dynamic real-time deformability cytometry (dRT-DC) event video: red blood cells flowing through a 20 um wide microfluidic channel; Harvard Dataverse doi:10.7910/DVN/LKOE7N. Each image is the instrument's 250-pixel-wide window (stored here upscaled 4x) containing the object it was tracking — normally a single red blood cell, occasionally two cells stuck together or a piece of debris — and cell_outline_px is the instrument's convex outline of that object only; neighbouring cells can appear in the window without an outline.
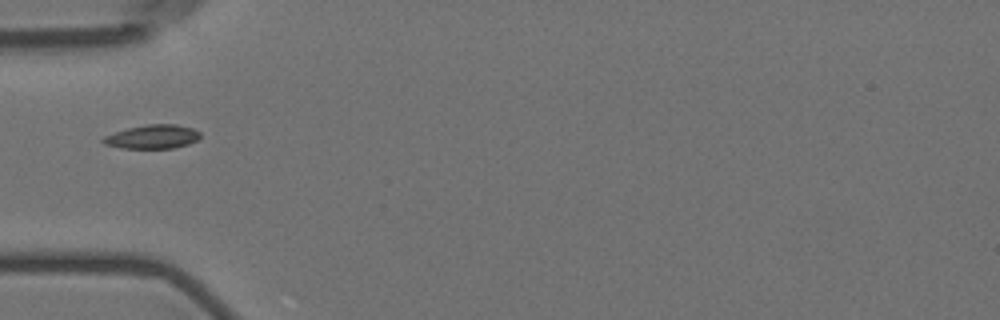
{"species": "Egyptian fruit bat (a non-hibernating species)", "species_latin": "Rousettus aegyptiacus", "temperature_condition": "room temperature", "stored_images_in_passage": 8, "segment_of_instrument_passage": [2, 2], "camera_frame_rate_fps": 3000, "um_per_image_px": 0.085, "animal": {"sex": "female"}, "frame": {"image": 1, "passage_image": 6, "time_ms": 6.0, "image_size_px": [1000, 320], "cell_outline_px": [[200, 136], [196, 140], [188, 144], [172, 148], [120, 148], [104, 144], [100, 140], [104, 136], [128, 128], [148, 124], [176, 124], [192, 128], [200, 132]], "centroid_in_image_um": [12.95, 11.62], "position_along_channel_um": 72.1, "area_um2": 13.41}}
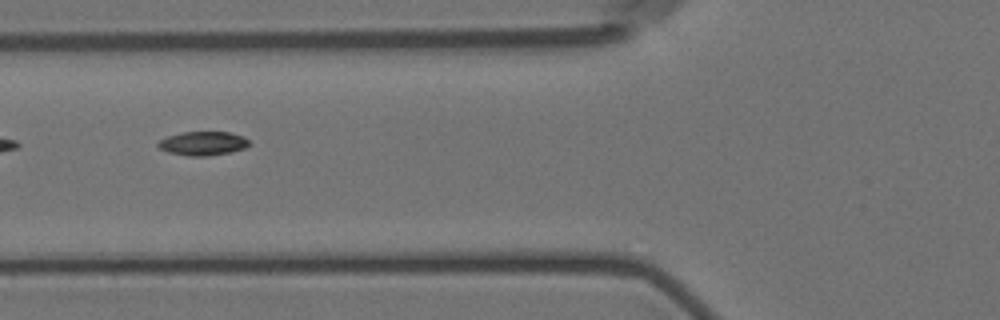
{"frame": {"image": 2, "passage_image": 7, "time_ms": 7.0, "image_size_px": [1000, 320], "cell_outline_px": [[252, 144], [244, 148], [228, 152], [208, 156], [188, 156], [168, 152], [160, 148], [156, 144], [160, 140], [168, 136], [184, 132], [228, 132], [244, 136]], "centroid_in_image_um": [17.26, 12.19], "position_along_channel_um": 108.5, "area_um2": 12.6}}
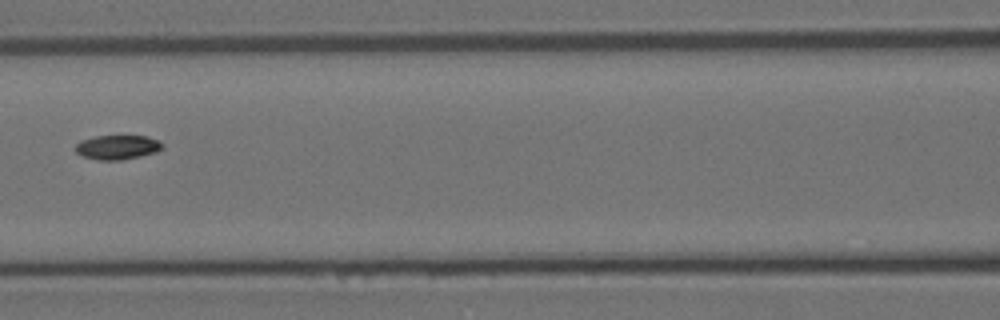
{"frame": {"image": 3, "passage_image": 8, "time_ms": 8.333, "image_size_px": [1000, 320], "cell_outline_px": [[164, 148], [156, 152], [140, 156], [120, 160], [96, 160], [80, 156], [76, 152], [76, 144], [80, 140], [96, 136], [148, 136], [160, 140], [164, 144]], "centroid_in_image_um": [10.0, 12.51], "position_along_channel_um": 156.6, "area_um2": 12.54}}